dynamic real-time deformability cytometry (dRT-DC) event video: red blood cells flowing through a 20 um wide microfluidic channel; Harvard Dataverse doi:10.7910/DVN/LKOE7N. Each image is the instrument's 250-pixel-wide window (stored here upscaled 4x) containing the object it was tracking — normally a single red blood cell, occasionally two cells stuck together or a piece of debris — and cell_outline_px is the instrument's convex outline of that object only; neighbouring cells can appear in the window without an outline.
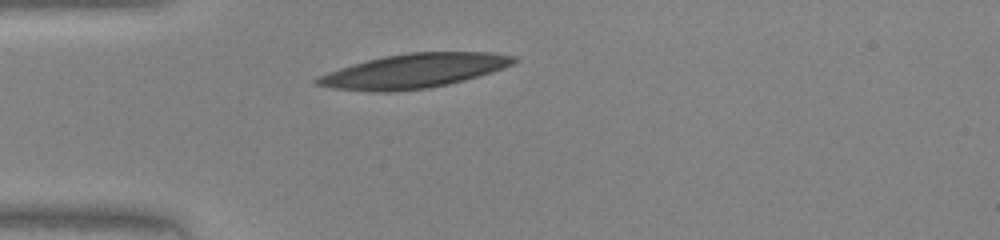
{"species": "human", "species_latin": "Homo sapiens", "temperature_condition": "warm", "stored_images_in_passage": 30, "camera_frame_rate_fps": 3000, "um_per_image_px": 0.085, "donor": {"sex": "female"}, "frame": {"image": 1, "passage_image": 1, "time_ms": 0.0, "image_size_px": [1000, 240], "cell_outline_px": [[520, 60], [504, 68], [492, 72], [464, 80], [448, 84], [428, 88], [396, 92], [372, 92], [332, 88], [316, 84], [312, 80], [328, 72], [340, 68], [368, 60], [384, 56], [412, 52], [492, 52], [516, 56]], "centroid_in_image_um": [35.21, 6.03], "position_along_channel_um": 49.8, "area_um2": 39.3}}